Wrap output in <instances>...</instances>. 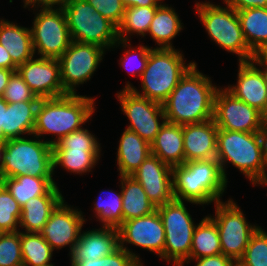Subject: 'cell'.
Here are the masks:
<instances>
[{"mask_svg":"<svg viewBox=\"0 0 267 266\" xmlns=\"http://www.w3.org/2000/svg\"><path fill=\"white\" fill-rule=\"evenodd\" d=\"M185 162L216 158L218 127L213 119L182 125Z\"/></svg>","mask_w":267,"mask_h":266,"instance_id":"44dd1931","label":"cell"},{"mask_svg":"<svg viewBox=\"0 0 267 266\" xmlns=\"http://www.w3.org/2000/svg\"><path fill=\"white\" fill-rule=\"evenodd\" d=\"M0 44L5 47L12 61L24 64L34 57L31 29L0 19Z\"/></svg>","mask_w":267,"mask_h":266,"instance_id":"d4e9b609","label":"cell"},{"mask_svg":"<svg viewBox=\"0 0 267 266\" xmlns=\"http://www.w3.org/2000/svg\"><path fill=\"white\" fill-rule=\"evenodd\" d=\"M31 34L34 54L38 52L39 57L58 59L72 42L61 7L41 8L33 21Z\"/></svg>","mask_w":267,"mask_h":266,"instance_id":"8fae6325","label":"cell"},{"mask_svg":"<svg viewBox=\"0 0 267 266\" xmlns=\"http://www.w3.org/2000/svg\"><path fill=\"white\" fill-rule=\"evenodd\" d=\"M6 109H7V102L2 97H0V141H4L2 126H4Z\"/></svg>","mask_w":267,"mask_h":266,"instance_id":"f907efd6","label":"cell"},{"mask_svg":"<svg viewBox=\"0 0 267 266\" xmlns=\"http://www.w3.org/2000/svg\"><path fill=\"white\" fill-rule=\"evenodd\" d=\"M237 15L246 43L256 53L267 44V8H247Z\"/></svg>","mask_w":267,"mask_h":266,"instance_id":"d6a6232c","label":"cell"},{"mask_svg":"<svg viewBox=\"0 0 267 266\" xmlns=\"http://www.w3.org/2000/svg\"><path fill=\"white\" fill-rule=\"evenodd\" d=\"M0 266H23L20 231L0 236Z\"/></svg>","mask_w":267,"mask_h":266,"instance_id":"74e56055","label":"cell"},{"mask_svg":"<svg viewBox=\"0 0 267 266\" xmlns=\"http://www.w3.org/2000/svg\"><path fill=\"white\" fill-rule=\"evenodd\" d=\"M149 200L156 206L164 205L174 200L172 167L151 154L133 172Z\"/></svg>","mask_w":267,"mask_h":266,"instance_id":"d6986e66","label":"cell"},{"mask_svg":"<svg viewBox=\"0 0 267 266\" xmlns=\"http://www.w3.org/2000/svg\"><path fill=\"white\" fill-rule=\"evenodd\" d=\"M81 211L68 206L63 200L51 213L50 218L39 232L54 249L70 247L71 254L78 242L85 219Z\"/></svg>","mask_w":267,"mask_h":266,"instance_id":"ac0fdd59","label":"cell"},{"mask_svg":"<svg viewBox=\"0 0 267 266\" xmlns=\"http://www.w3.org/2000/svg\"><path fill=\"white\" fill-rule=\"evenodd\" d=\"M151 155V144L136 132L125 129L117 149V165L120 176H130Z\"/></svg>","mask_w":267,"mask_h":266,"instance_id":"484cf974","label":"cell"},{"mask_svg":"<svg viewBox=\"0 0 267 266\" xmlns=\"http://www.w3.org/2000/svg\"><path fill=\"white\" fill-rule=\"evenodd\" d=\"M119 247L118 228L103 227L81 232L70 254V261L99 259Z\"/></svg>","mask_w":267,"mask_h":266,"instance_id":"7402d4cb","label":"cell"},{"mask_svg":"<svg viewBox=\"0 0 267 266\" xmlns=\"http://www.w3.org/2000/svg\"><path fill=\"white\" fill-rule=\"evenodd\" d=\"M104 191H101L103 194ZM108 191L107 193H111ZM106 194V193H105ZM106 196H109V195ZM101 196V195H100ZM111 198L99 197L97 202L94 203V212L99 222L103 223V227L118 228L123 223V211H122V192H112Z\"/></svg>","mask_w":267,"mask_h":266,"instance_id":"e575fe53","label":"cell"},{"mask_svg":"<svg viewBox=\"0 0 267 266\" xmlns=\"http://www.w3.org/2000/svg\"><path fill=\"white\" fill-rule=\"evenodd\" d=\"M185 64L184 56L179 50L154 48L150 51L147 66L140 76L143 92L140 93L129 82L124 87L162 104L195 62Z\"/></svg>","mask_w":267,"mask_h":266,"instance_id":"5b68a950","label":"cell"},{"mask_svg":"<svg viewBox=\"0 0 267 266\" xmlns=\"http://www.w3.org/2000/svg\"><path fill=\"white\" fill-rule=\"evenodd\" d=\"M264 132H265V135H266V141H267V130H265Z\"/></svg>","mask_w":267,"mask_h":266,"instance_id":"11a10c76","label":"cell"},{"mask_svg":"<svg viewBox=\"0 0 267 266\" xmlns=\"http://www.w3.org/2000/svg\"><path fill=\"white\" fill-rule=\"evenodd\" d=\"M238 65L236 84L225 88L239 100L262 112L267 103V73L256 67L254 60L239 62Z\"/></svg>","mask_w":267,"mask_h":266,"instance_id":"ffe728a7","label":"cell"},{"mask_svg":"<svg viewBox=\"0 0 267 266\" xmlns=\"http://www.w3.org/2000/svg\"><path fill=\"white\" fill-rule=\"evenodd\" d=\"M31 91L41 99L67 95L60 78V64L56 58H32L17 67Z\"/></svg>","mask_w":267,"mask_h":266,"instance_id":"e0dca14e","label":"cell"},{"mask_svg":"<svg viewBox=\"0 0 267 266\" xmlns=\"http://www.w3.org/2000/svg\"><path fill=\"white\" fill-rule=\"evenodd\" d=\"M152 49H153L152 47L143 46L142 44L138 46L137 49L136 48L134 49L133 47L130 46L129 50H126V52H124L125 55L121 58V66L125 67V69L127 68V71L131 73V75L140 77L147 66L149 53ZM136 57H137V60L139 61L138 63L139 68H137V70L135 69L133 71H130V69L128 68L129 66L128 64H130L133 61V59H136Z\"/></svg>","mask_w":267,"mask_h":266,"instance_id":"b9f144b4","label":"cell"},{"mask_svg":"<svg viewBox=\"0 0 267 266\" xmlns=\"http://www.w3.org/2000/svg\"><path fill=\"white\" fill-rule=\"evenodd\" d=\"M72 41L112 48L118 39V27L84 0H67L61 7Z\"/></svg>","mask_w":267,"mask_h":266,"instance_id":"ba28073f","label":"cell"},{"mask_svg":"<svg viewBox=\"0 0 267 266\" xmlns=\"http://www.w3.org/2000/svg\"><path fill=\"white\" fill-rule=\"evenodd\" d=\"M17 67L18 66L12 61L8 51L0 44V68L17 70Z\"/></svg>","mask_w":267,"mask_h":266,"instance_id":"bcb514c9","label":"cell"},{"mask_svg":"<svg viewBox=\"0 0 267 266\" xmlns=\"http://www.w3.org/2000/svg\"><path fill=\"white\" fill-rule=\"evenodd\" d=\"M237 263L241 266H267V232L260 226L251 235L245 253Z\"/></svg>","mask_w":267,"mask_h":266,"instance_id":"8d00e7d4","label":"cell"},{"mask_svg":"<svg viewBox=\"0 0 267 266\" xmlns=\"http://www.w3.org/2000/svg\"><path fill=\"white\" fill-rule=\"evenodd\" d=\"M151 154L171 167L182 165L185 162L182 125L165 121L151 143Z\"/></svg>","mask_w":267,"mask_h":266,"instance_id":"603a6c76","label":"cell"},{"mask_svg":"<svg viewBox=\"0 0 267 266\" xmlns=\"http://www.w3.org/2000/svg\"><path fill=\"white\" fill-rule=\"evenodd\" d=\"M163 0H121L125 8L128 7H147V6H160Z\"/></svg>","mask_w":267,"mask_h":266,"instance_id":"7dc6e473","label":"cell"},{"mask_svg":"<svg viewBox=\"0 0 267 266\" xmlns=\"http://www.w3.org/2000/svg\"><path fill=\"white\" fill-rule=\"evenodd\" d=\"M221 253L218 227L209 216H206L194 229L190 257L184 263L188 264L193 259L216 256Z\"/></svg>","mask_w":267,"mask_h":266,"instance_id":"4dcf8cb0","label":"cell"},{"mask_svg":"<svg viewBox=\"0 0 267 266\" xmlns=\"http://www.w3.org/2000/svg\"><path fill=\"white\" fill-rule=\"evenodd\" d=\"M122 192L123 222L143 217L156 210L142 185L132 176H120Z\"/></svg>","mask_w":267,"mask_h":266,"instance_id":"f1b7e54d","label":"cell"},{"mask_svg":"<svg viewBox=\"0 0 267 266\" xmlns=\"http://www.w3.org/2000/svg\"><path fill=\"white\" fill-rule=\"evenodd\" d=\"M5 151V142L4 141H0V165L3 159V153Z\"/></svg>","mask_w":267,"mask_h":266,"instance_id":"f5cc1de1","label":"cell"},{"mask_svg":"<svg viewBox=\"0 0 267 266\" xmlns=\"http://www.w3.org/2000/svg\"><path fill=\"white\" fill-rule=\"evenodd\" d=\"M94 97L67 94L57 98L40 99L36 111L34 136L52 134L57 138L46 140L52 146L62 137L83 128L95 111Z\"/></svg>","mask_w":267,"mask_h":266,"instance_id":"3957f363","label":"cell"},{"mask_svg":"<svg viewBox=\"0 0 267 266\" xmlns=\"http://www.w3.org/2000/svg\"><path fill=\"white\" fill-rule=\"evenodd\" d=\"M22 207L11 196L7 188L0 185V230L2 232L20 231L19 219Z\"/></svg>","mask_w":267,"mask_h":266,"instance_id":"d590c367","label":"cell"},{"mask_svg":"<svg viewBox=\"0 0 267 266\" xmlns=\"http://www.w3.org/2000/svg\"><path fill=\"white\" fill-rule=\"evenodd\" d=\"M158 7L159 6L125 8L123 20L118 26L119 40L114 46L117 47V45L119 46L122 44L124 48L129 47L131 44L128 42V36L133 35V33L145 37L146 34H148L151 21Z\"/></svg>","mask_w":267,"mask_h":266,"instance_id":"1f68e13d","label":"cell"},{"mask_svg":"<svg viewBox=\"0 0 267 266\" xmlns=\"http://www.w3.org/2000/svg\"><path fill=\"white\" fill-rule=\"evenodd\" d=\"M195 260L196 266H234L236 262L224 254H219L216 256L203 257Z\"/></svg>","mask_w":267,"mask_h":266,"instance_id":"7bdbcfd3","label":"cell"},{"mask_svg":"<svg viewBox=\"0 0 267 266\" xmlns=\"http://www.w3.org/2000/svg\"><path fill=\"white\" fill-rule=\"evenodd\" d=\"M172 176L174 198L197 205L220 202L228 182L216 158L174 166Z\"/></svg>","mask_w":267,"mask_h":266,"instance_id":"277c9868","label":"cell"},{"mask_svg":"<svg viewBox=\"0 0 267 266\" xmlns=\"http://www.w3.org/2000/svg\"><path fill=\"white\" fill-rule=\"evenodd\" d=\"M234 10L240 11L247 8H267V0H226Z\"/></svg>","mask_w":267,"mask_h":266,"instance_id":"ee69618b","label":"cell"},{"mask_svg":"<svg viewBox=\"0 0 267 266\" xmlns=\"http://www.w3.org/2000/svg\"><path fill=\"white\" fill-rule=\"evenodd\" d=\"M216 160L227 179L226 163L238 168L254 186L267 185V141L265 132L218 129Z\"/></svg>","mask_w":267,"mask_h":266,"instance_id":"7a4b0ae2","label":"cell"},{"mask_svg":"<svg viewBox=\"0 0 267 266\" xmlns=\"http://www.w3.org/2000/svg\"><path fill=\"white\" fill-rule=\"evenodd\" d=\"M182 24L175 9L166 4L160 5L154 14L148 31L149 35L159 46L155 48H173L171 40L181 32L183 29Z\"/></svg>","mask_w":267,"mask_h":266,"instance_id":"f546056e","label":"cell"},{"mask_svg":"<svg viewBox=\"0 0 267 266\" xmlns=\"http://www.w3.org/2000/svg\"><path fill=\"white\" fill-rule=\"evenodd\" d=\"M1 183L21 207L30 198L41 195H62L53 177L23 175L3 178Z\"/></svg>","mask_w":267,"mask_h":266,"instance_id":"cb8c5ba5","label":"cell"},{"mask_svg":"<svg viewBox=\"0 0 267 266\" xmlns=\"http://www.w3.org/2000/svg\"><path fill=\"white\" fill-rule=\"evenodd\" d=\"M34 138L18 137L5 142V151L0 165L1 180L23 175L53 177L52 145L38 139V136Z\"/></svg>","mask_w":267,"mask_h":266,"instance_id":"8992f818","label":"cell"},{"mask_svg":"<svg viewBox=\"0 0 267 266\" xmlns=\"http://www.w3.org/2000/svg\"><path fill=\"white\" fill-rule=\"evenodd\" d=\"M2 98L7 103L40 101L41 99L36 97L17 71L9 78Z\"/></svg>","mask_w":267,"mask_h":266,"instance_id":"f35d334b","label":"cell"},{"mask_svg":"<svg viewBox=\"0 0 267 266\" xmlns=\"http://www.w3.org/2000/svg\"><path fill=\"white\" fill-rule=\"evenodd\" d=\"M117 98L120 101L122 112L130 121V125L126 129L136 132L151 144L166 121L162 104L125 88L117 93ZM159 119L162 120L161 123Z\"/></svg>","mask_w":267,"mask_h":266,"instance_id":"5bb4252c","label":"cell"},{"mask_svg":"<svg viewBox=\"0 0 267 266\" xmlns=\"http://www.w3.org/2000/svg\"><path fill=\"white\" fill-rule=\"evenodd\" d=\"M135 266H143V263L140 261Z\"/></svg>","mask_w":267,"mask_h":266,"instance_id":"db71d44e","label":"cell"},{"mask_svg":"<svg viewBox=\"0 0 267 266\" xmlns=\"http://www.w3.org/2000/svg\"><path fill=\"white\" fill-rule=\"evenodd\" d=\"M156 209L165 230V246L161 259L172 261L174 266H184V262L190 257L196 225L184 201L174 199Z\"/></svg>","mask_w":267,"mask_h":266,"instance_id":"9c48e42d","label":"cell"},{"mask_svg":"<svg viewBox=\"0 0 267 266\" xmlns=\"http://www.w3.org/2000/svg\"><path fill=\"white\" fill-rule=\"evenodd\" d=\"M64 200L62 195H41L30 198L23 206L19 227L25 232L39 233L50 218L51 213Z\"/></svg>","mask_w":267,"mask_h":266,"instance_id":"83f0119b","label":"cell"},{"mask_svg":"<svg viewBox=\"0 0 267 266\" xmlns=\"http://www.w3.org/2000/svg\"><path fill=\"white\" fill-rule=\"evenodd\" d=\"M20 244L23 266L54 265L50 262L54 250L40 233L21 231Z\"/></svg>","mask_w":267,"mask_h":266,"instance_id":"836d02e7","label":"cell"},{"mask_svg":"<svg viewBox=\"0 0 267 266\" xmlns=\"http://www.w3.org/2000/svg\"><path fill=\"white\" fill-rule=\"evenodd\" d=\"M119 246L130 253L138 262L141 258L130 251L124 244L147 249L161 257L165 246V230L161 217L157 211L143 217L133 218L124 221L119 227Z\"/></svg>","mask_w":267,"mask_h":266,"instance_id":"2e32d148","label":"cell"},{"mask_svg":"<svg viewBox=\"0 0 267 266\" xmlns=\"http://www.w3.org/2000/svg\"><path fill=\"white\" fill-rule=\"evenodd\" d=\"M261 121L264 131L267 130V103L264 110L261 112Z\"/></svg>","mask_w":267,"mask_h":266,"instance_id":"816d5d0a","label":"cell"},{"mask_svg":"<svg viewBox=\"0 0 267 266\" xmlns=\"http://www.w3.org/2000/svg\"><path fill=\"white\" fill-rule=\"evenodd\" d=\"M92 5L105 18L117 27L121 24L125 12V6L121 0H84Z\"/></svg>","mask_w":267,"mask_h":266,"instance_id":"60d3db41","label":"cell"},{"mask_svg":"<svg viewBox=\"0 0 267 266\" xmlns=\"http://www.w3.org/2000/svg\"><path fill=\"white\" fill-rule=\"evenodd\" d=\"M218 129L240 132H264L261 112L236 98L226 88H219L214 99V114Z\"/></svg>","mask_w":267,"mask_h":266,"instance_id":"9a60e30c","label":"cell"},{"mask_svg":"<svg viewBox=\"0 0 267 266\" xmlns=\"http://www.w3.org/2000/svg\"><path fill=\"white\" fill-rule=\"evenodd\" d=\"M24 8L32 6V8L62 7L67 0H23ZM37 4V5H36Z\"/></svg>","mask_w":267,"mask_h":266,"instance_id":"f6af8a7d","label":"cell"},{"mask_svg":"<svg viewBox=\"0 0 267 266\" xmlns=\"http://www.w3.org/2000/svg\"><path fill=\"white\" fill-rule=\"evenodd\" d=\"M104 53L105 49L100 46L71 42L64 54L58 58L62 86L68 94H77L75 87L91 79Z\"/></svg>","mask_w":267,"mask_h":266,"instance_id":"4fadbf2b","label":"cell"},{"mask_svg":"<svg viewBox=\"0 0 267 266\" xmlns=\"http://www.w3.org/2000/svg\"><path fill=\"white\" fill-rule=\"evenodd\" d=\"M52 149L54 169L59 165L68 172L81 175L95 167L101 153L95 135L83 128L62 137Z\"/></svg>","mask_w":267,"mask_h":266,"instance_id":"7c38bea8","label":"cell"},{"mask_svg":"<svg viewBox=\"0 0 267 266\" xmlns=\"http://www.w3.org/2000/svg\"><path fill=\"white\" fill-rule=\"evenodd\" d=\"M254 62L267 73V44L262 46L254 55Z\"/></svg>","mask_w":267,"mask_h":266,"instance_id":"c3c4849f","label":"cell"},{"mask_svg":"<svg viewBox=\"0 0 267 266\" xmlns=\"http://www.w3.org/2000/svg\"><path fill=\"white\" fill-rule=\"evenodd\" d=\"M217 89L195 63L162 103L166 121L186 125L213 119Z\"/></svg>","mask_w":267,"mask_h":266,"instance_id":"6da1fadb","label":"cell"},{"mask_svg":"<svg viewBox=\"0 0 267 266\" xmlns=\"http://www.w3.org/2000/svg\"><path fill=\"white\" fill-rule=\"evenodd\" d=\"M16 71L17 70L0 68V97H2L4 94V91H5V88L7 87L9 78Z\"/></svg>","mask_w":267,"mask_h":266,"instance_id":"681fc988","label":"cell"},{"mask_svg":"<svg viewBox=\"0 0 267 266\" xmlns=\"http://www.w3.org/2000/svg\"><path fill=\"white\" fill-rule=\"evenodd\" d=\"M215 205V217L211 215L209 217L218 227L222 254L237 263L243 257L251 235L259 227L249 224L241 209L232 199L217 202Z\"/></svg>","mask_w":267,"mask_h":266,"instance_id":"30bf717a","label":"cell"},{"mask_svg":"<svg viewBox=\"0 0 267 266\" xmlns=\"http://www.w3.org/2000/svg\"><path fill=\"white\" fill-rule=\"evenodd\" d=\"M39 102L7 103L4 126H2L4 142L21 137V135L23 137V134L33 135Z\"/></svg>","mask_w":267,"mask_h":266,"instance_id":"4316f807","label":"cell"},{"mask_svg":"<svg viewBox=\"0 0 267 266\" xmlns=\"http://www.w3.org/2000/svg\"><path fill=\"white\" fill-rule=\"evenodd\" d=\"M138 261L120 246L99 259L71 261V266H135Z\"/></svg>","mask_w":267,"mask_h":266,"instance_id":"ab89813d","label":"cell"},{"mask_svg":"<svg viewBox=\"0 0 267 266\" xmlns=\"http://www.w3.org/2000/svg\"><path fill=\"white\" fill-rule=\"evenodd\" d=\"M210 2H197L196 12L209 37L224 50L236 54L239 62L252 61L255 53L248 47L237 11Z\"/></svg>","mask_w":267,"mask_h":266,"instance_id":"52a82bcc","label":"cell"}]
</instances>
